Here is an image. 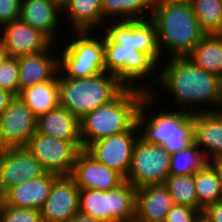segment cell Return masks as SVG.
I'll return each mask as SVG.
<instances>
[{"instance_id": "cell-16", "label": "cell", "mask_w": 222, "mask_h": 222, "mask_svg": "<svg viewBox=\"0 0 222 222\" xmlns=\"http://www.w3.org/2000/svg\"><path fill=\"white\" fill-rule=\"evenodd\" d=\"M0 40L8 51L9 57L19 58L46 50L53 42L42 32L21 19L4 25Z\"/></svg>"}, {"instance_id": "cell-18", "label": "cell", "mask_w": 222, "mask_h": 222, "mask_svg": "<svg viewBox=\"0 0 222 222\" xmlns=\"http://www.w3.org/2000/svg\"><path fill=\"white\" fill-rule=\"evenodd\" d=\"M57 174L46 172L44 175L26 180L8 189L5 193V204L19 208L41 209L49 196Z\"/></svg>"}, {"instance_id": "cell-11", "label": "cell", "mask_w": 222, "mask_h": 222, "mask_svg": "<svg viewBox=\"0 0 222 222\" xmlns=\"http://www.w3.org/2000/svg\"><path fill=\"white\" fill-rule=\"evenodd\" d=\"M137 131L139 130L135 123L128 131L95 141L85 150L98 162L119 172L126 178L131 164L133 149L139 138V132Z\"/></svg>"}, {"instance_id": "cell-39", "label": "cell", "mask_w": 222, "mask_h": 222, "mask_svg": "<svg viewBox=\"0 0 222 222\" xmlns=\"http://www.w3.org/2000/svg\"><path fill=\"white\" fill-rule=\"evenodd\" d=\"M9 58L7 49L5 48L3 42L0 40V65Z\"/></svg>"}, {"instance_id": "cell-35", "label": "cell", "mask_w": 222, "mask_h": 222, "mask_svg": "<svg viewBox=\"0 0 222 222\" xmlns=\"http://www.w3.org/2000/svg\"><path fill=\"white\" fill-rule=\"evenodd\" d=\"M202 216L209 222H222V200L207 206L203 210Z\"/></svg>"}, {"instance_id": "cell-42", "label": "cell", "mask_w": 222, "mask_h": 222, "mask_svg": "<svg viewBox=\"0 0 222 222\" xmlns=\"http://www.w3.org/2000/svg\"><path fill=\"white\" fill-rule=\"evenodd\" d=\"M173 1L181 2V3H189V4H192V3L195 2L196 0H173Z\"/></svg>"}, {"instance_id": "cell-41", "label": "cell", "mask_w": 222, "mask_h": 222, "mask_svg": "<svg viewBox=\"0 0 222 222\" xmlns=\"http://www.w3.org/2000/svg\"><path fill=\"white\" fill-rule=\"evenodd\" d=\"M54 2H56L58 5H60L62 8L64 7V5L69 1V0H53Z\"/></svg>"}, {"instance_id": "cell-37", "label": "cell", "mask_w": 222, "mask_h": 222, "mask_svg": "<svg viewBox=\"0 0 222 222\" xmlns=\"http://www.w3.org/2000/svg\"><path fill=\"white\" fill-rule=\"evenodd\" d=\"M216 171L220 186H221V191H222V157L212 159L208 162Z\"/></svg>"}, {"instance_id": "cell-1", "label": "cell", "mask_w": 222, "mask_h": 222, "mask_svg": "<svg viewBox=\"0 0 222 222\" xmlns=\"http://www.w3.org/2000/svg\"><path fill=\"white\" fill-rule=\"evenodd\" d=\"M105 23L102 28L105 71L115 75L125 87L151 92L149 86H137L133 80H147L152 75L153 82L158 84L159 74L155 70L162 52L155 24L150 19Z\"/></svg>"}, {"instance_id": "cell-29", "label": "cell", "mask_w": 222, "mask_h": 222, "mask_svg": "<svg viewBox=\"0 0 222 222\" xmlns=\"http://www.w3.org/2000/svg\"><path fill=\"white\" fill-rule=\"evenodd\" d=\"M191 5L205 34H222V0H196Z\"/></svg>"}, {"instance_id": "cell-6", "label": "cell", "mask_w": 222, "mask_h": 222, "mask_svg": "<svg viewBox=\"0 0 222 222\" xmlns=\"http://www.w3.org/2000/svg\"><path fill=\"white\" fill-rule=\"evenodd\" d=\"M59 104L79 120L113 100L125 86L106 71L87 78H68L59 70Z\"/></svg>"}, {"instance_id": "cell-23", "label": "cell", "mask_w": 222, "mask_h": 222, "mask_svg": "<svg viewBox=\"0 0 222 222\" xmlns=\"http://www.w3.org/2000/svg\"><path fill=\"white\" fill-rule=\"evenodd\" d=\"M62 9L74 32H94L105 24L102 0H69Z\"/></svg>"}, {"instance_id": "cell-20", "label": "cell", "mask_w": 222, "mask_h": 222, "mask_svg": "<svg viewBox=\"0 0 222 222\" xmlns=\"http://www.w3.org/2000/svg\"><path fill=\"white\" fill-rule=\"evenodd\" d=\"M52 43L46 50L17 58L19 93L25 88L53 79L59 71V59L52 57Z\"/></svg>"}, {"instance_id": "cell-43", "label": "cell", "mask_w": 222, "mask_h": 222, "mask_svg": "<svg viewBox=\"0 0 222 222\" xmlns=\"http://www.w3.org/2000/svg\"><path fill=\"white\" fill-rule=\"evenodd\" d=\"M197 222H209V221L201 215V217L197 220Z\"/></svg>"}, {"instance_id": "cell-32", "label": "cell", "mask_w": 222, "mask_h": 222, "mask_svg": "<svg viewBox=\"0 0 222 222\" xmlns=\"http://www.w3.org/2000/svg\"><path fill=\"white\" fill-rule=\"evenodd\" d=\"M0 222H43L39 209L19 208L4 203L0 211Z\"/></svg>"}, {"instance_id": "cell-31", "label": "cell", "mask_w": 222, "mask_h": 222, "mask_svg": "<svg viewBox=\"0 0 222 222\" xmlns=\"http://www.w3.org/2000/svg\"><path fill=\"white\" fill-rule=\"evenodd\" d=\"M19 66L17 58L9 57L0 65V89L19 95Z\"/></svg>"}, {"instance_id": "cell-25", "label": "cell", "mask_w": 222, "mask_h": 222, "mask_svg": "<svg viewBox=\"0 0 222 222\" xmlns=\"http://www.w3.org/2000/svg\"><path fill=\"white\" fill-rule=\"evenodd\" d=\"M186 57L197 67L222 79L221 34H206Z\"/></svg>"}, {"instance_id": "cell-24", "label": "cell", "mask_w": 222, "mask_h": 222, "mask_svg": "<svg viewBox=\"0 0 222 222\" xmlns=\"http://www.w3.org/2000/svg\"><path fill=\"white\" fill-rule=\"evenodd\" d=\"M38 118L57 108L59 104V71L51 80L21 90L18 95Z\"/></svg>"}, {"instance_id": "cell-10", "label": "cell", "mask_w": 222, "mask_h": 222, "mask_svg": "<svg viewBox=\"0 0 222 222\" xmlns=\"http://www.w3.org/2000/svg\"><path fill=\"white\" fill-rule=\"evenodd\" d=\"M25 148L40 162L46 172L68 176L73 171L83 144L81 141L62 140L36 131Z\"/></svg>"}, {"instance_id": "cell-19", "label": "cell", "mask_w": 222, "mask_h": 222, "mask_svg": "<svg viewBox=\"0 0 222 222\" xmlns=\"http://www.w3.org/2000/svg\"><path fill=\"white\" fill-rule=\"evenodd\" d=\"M173 204L164 184L140 187L136 191L134 222H164Z\"/></svg>"}, {"instance_id": "cell-21", "label": "cell", "mask_w": 222, "mask_h": 222, "mask_svg": "<svg viewBox=\"0 0 222 222\" xmlns=\"http://www.w3.org/2000/svg\"><path fill=\"white\" fill-rule=\"evenodd\" d=\"M61 12L62 7L53 0H22L20 19L55 43L54 38H59L55 31L60 28Z\"/></svg>"}, {"instance_id": "cell-33", "label": "cell", "mask_w": 222, "mask_h": 222, "mask_svg": "<svg viewBox=\"0 0 222 222\" xmlns=\"http://www.w3.org/2000/svg\"><path fill=\"white\" fill-rule=\"evenodd\" d=\"M201 215L195 208L173 204L164 222H197Z\"/></svg>"}, {"instance_id": "cell-36", "label": "cell", "mask_w": 222, "mask_h": 222, "mask_svg": "<svg viewBox=\"0 0 222 222\" xmlns=\"http://www.w3.org/2000/svg\"><path fill=\"white\" fill-rule=\"evenodd\" d=\"M15 96L5 90L0 89V115L5 111L9 106V103Z\"/></svg>"}, {"instance_id": "cell-5", "label": "cell", "mask_w": 222, "mask_h": 222, "mask_svg": "<svg viewBox=\"0 0 222 222\" xmlns=\"http://www.w3.org/2000/svg\"><path fill=\"white\" fill-rule=\"evenodd\" d=\"M146 94L125 87L113 100L85 114L79 120L83 149L107 136L128 131L136 123L140 103Z\"/></svg>"}, {"instance_id": "cell-34", "label": "cell", "mask_w": 222, "mask_h": 222, "mask_svg": "<svg viewBox=\"0 0 222 222\" xmlns=\"http://www.w3.org/2000/svg\"><path fill=\"white\" fill-rule=\"evenodd\" d=\"M22 0H0V26L20 19Z\"/></svg>"}, {"instance_id": "cell-7", "label": "cell", "mask_w": 222, "mask_h": 222, "mask_svg": "<svg viewBox=\"0 0 222 222\" xmlns=\"http://www.w3.org/2000/svg\"><path fill=\"white\" fill-rule=\"evenodd\" d=\"M136 191L128 181L108 191L80 189L79 213L105 222H134Z\"/></svg>"}, {"instance_id": "cell-40", "label": "cell", "mask_w": 222, "mask_h": 222, "mask_svg": "<svg viewBox=\"0 0 222 222\" xmlns=\"http://www.w3.org/2000/svg\"><path fill=\"white\" fill-rule=\"evenodd\" d=\"M5 203V196L3 190L0 188V211L3 208V205Z\"/></svg>"}, {"instance_id": "cell-38", "label": "cell", "mask_w": 222, "mask_h": 222, "mask_svg": "<svg viewBox=\"0 0 222 222\" xmlns=\"http://www.w3.org/2000/svg\"><path fill=\"white\" fill-rule=\"evenodd\" d=\"M69 222H105V221L78 212L69 220Z\"/></svg>"}, {"instance_id": "cell-14", "label": "cell", "mask_w": 222, "mask_h": 222, "mask_svg": "<svg viewBox=\"0 0 222 222\" xmlns=\"http://www.w3.org/2000/svg\"><path fill=\"white\" fill-rule=\"evenodd\" d=\"M80 189L70 176H59L40 209L43 222H69L79 212Z\"/></svg>"}, {"instance_id": "cell-27", "label": "cell", "mask_w": 222, "mask_h": 222, "mask_svg": "<svg viewBox=\"0 0 222 222\" xmlns=\"http://www.w3.org/2000/svg\"><path fill=\"white\" fill-rule=\"evenodd\" d=\"M194 184L201 213L207 206L222 200L217 173L209 163L194 174Z\"/></svg>"}, {"instance_id": "cell-28", "label": "cell", "mask_w": 222, "mask_h": 222, "mask_svg": "<svg viewBox=\"0 0 222 222\" xmlns=\"http://www.w3.org/2000/svg\"><path fill=\"white\" fill-rule=\"evenodd\" d=\"M208 163L199 146L194 142L188 148L171 154L170 175H192Z\"/></svg>"}, {"instance_id": "cell-15", "label": "cell", "mask_w": 222, "mask_h": 222, "mask_svg": "<svg viewBox=\"0 0 222 222\" xmlns=\"http://www.w3.org/2000/svg\"><path fill=\"white\" fill-rule=\"evenodd\" d=\"M70 176L79 189L108 191L125 182L119 172L98 162L85 149L79 152Z\"/></svg>"}, {"instance_id": "cell-17", "label": "cell", "mask_w": 222, "mask_h": 222, "mask_svg": "<svg viewBox=\"0 0 222 222\" xmlns=\"http://www.w3.org/2000/svg\"><path fill=\"white\" fill-rule=\"evenodd\" d=\"M194 142L209 162L222 157V110L193 114Z\"/></svg>"}, {"instance_id": "cell-9", "label": "cell", "mask_w": 222, "mask_h": 222, "mask_svg": "<svg viewBox=\"0 0 222 222\" xmlns=\"http://www.w3.org/2000/svg\"><path fill=\"white\" fill-rule=\"evenodd\" d=\"M170 160L171 155L162 145L148 144L138 138L125 181L136 189L147 185L164 184L170 175Z\"/></svg>"}, {"instance_id": "cell-8", "label": "cell", "mask_w": 222, "mask_h": 222, "mask_svg": "<svg viewBox=\"0 0 222 222\" xmlns=\"http://www.w3.org/2000/svg\"><path fill=\"white\" fill-rule=\"evenodd\" d=\"M88 34L91 32H75L76 39L61 45L59 70L68 78H87L105 71L104 35L98 38Z\"/></svg>"}, {"instance_id": "cell-26", "label": "cell", "mask_w": 222, "mask_h": 222, "mask_svg": "<svg viewBox=\"0 0 222 222\" xmlns=\"http://www.w3.org/2000/svg\"><path fill=\"white\" fill-rule=\"evenodd\" d=\"M154 1L155 0H102L103 18L105 20L113 16V21L120 16L116 20H148L152 15ZM146 11L147 13L150 12V14L148 13L147 15Z\"/></svg>"}, {"instance_id": "cell-22", "label": "cell", "mask_w": 222, "mask_h": 222, "mask_svg": "<svg viewBox=\"0 0 222 222\" xmlns=\"http://www.w3.org/2000/svg\"><path fill=\"white\" fill-rule=\"evenodd\" d=\"M36 131L68 141H81L79 119L60 105L37 118Z\"/></svg>"}, {"instance_id": "cell-4", "label": "cell", "mask_w": 222, "mask_h": 222, "mask_svg": "<svg viewBox=\"0 0 222 222\" xmlns=\"http://www.w3.org/2000/svg\"><path fill=\"white\" fill-rule=\"evenodd\" d=\"M154 97L153 91L149 92L140 103L136 115L139 138L148 144L162 145L170 155L188 148L194 143L193 114L177 109L150 113L148 117L146 110L155 104Z\"/></svg>"}, {"instance_id": "cell-12", "label": "cell", "mask_w": 222, "mask_h": 222, "mask_svg": "<svg viewBox=\"0 0 222 222\" xmlns=\"http://www.w3.org/2000/svg\"><path fill=\"white\" fill-rule=\"evenodd\" d=\"M37 118L19 96H15L0 115V145L5 148H25L36 132Z\"/></svg>"}, {"instance_id": "cell-3", "label": "cell", "mask_w": 222, "mask_h": 222, "mask_svg": "<svg viewBox=\"0 0 222 222\" xmlns=\"http://www.w3.org/2000/svg\"><path fill=\"white\" fill-rule=\"evenodd\" d=\"M150 20L156 26L161 52L170 51L171 58L186 57L206 35L189 3L155 0Z\"/></svg>"}, {"instance_id": "cell-30", "label": "cell", "mask_w": 222, "mask_h": 222, "mask_svg": "<svg viewBox=\"0 0 222 222\" xmlns=\"http://www.w3.org/2000/svg\"><path fill=\"white\" fill-rule=\"evenodd\" d=\"M164 185L167 187L174 204L188 206L199 211L194 174L182 176L169 175Z\"/></svg>"}, {"instance_id": "cell-2", "label": "cell", "mask_w": 222, "mask_h": 222, "mask_svg": "<svg viewBox=\"0 0 222 222\" xmlns=\"http://www.w3.org/2000/svg\"><path fill=\"white\" fill-rule=\"evenodd\" d=\"M169 58L167 66H162L163 69L159 72L158 83L173 95L178 109L180 105L182 111L190 114L213 112L209 109L193 110L192 108L195 104H206V106L214 104L222 110V79L220 77L197 67L187 57Z\"/></svg>"}, {"instance_id": "cell-13", "label": "cell", "mask_w": 222, "mask_h": 222, "mask_svg": "<svg viewBox=\"0 0 222 222\" xmlns=\"http://www.w3.org/2000/svg\"><path fill=\"white\" fill-rule=\"evenodd\" d=\"M45 173L40 162L26 148L0 149V188L4 193Z\"/></svg>"}]
</instances>
